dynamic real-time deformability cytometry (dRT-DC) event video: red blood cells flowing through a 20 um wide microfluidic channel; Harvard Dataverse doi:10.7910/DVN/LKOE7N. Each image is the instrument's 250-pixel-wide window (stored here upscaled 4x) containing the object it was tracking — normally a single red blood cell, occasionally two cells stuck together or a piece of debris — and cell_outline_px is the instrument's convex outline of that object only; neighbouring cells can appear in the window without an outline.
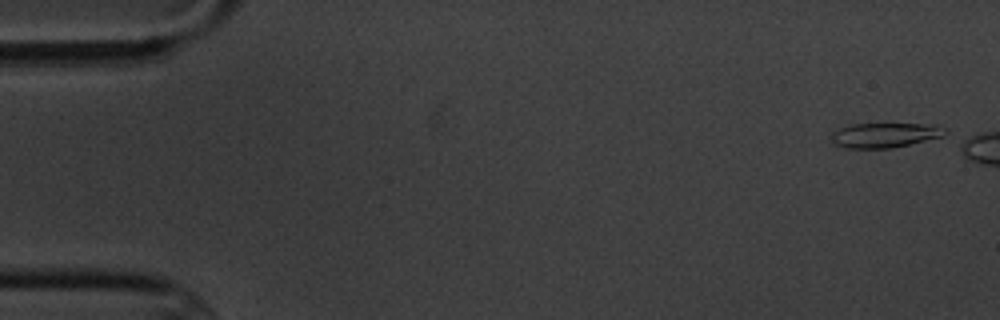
{"species": "common noctule bat (a hibernating species)", "species_latin": "Nyctalus noctula", "temperature_condition": "cold", "stored_images_in_passage": 4, "camera_frame_rate_fps": 3000, "um_per_image_px": 0.085, "animal": {"sex": "male", "body_mass_g": 20.1, "forearm_length_mm": 53.5}, "frame": {"image": 1, "passage_image": 1, "time_ms": 0.0, "image_size_px": [1000, 320], "cell_outline_px": [[948, 132], [944, 136], [892, 148], [844, 148], [832, 144], [832, 132], [840, 128], [852, 124], [936, 124], [948, 128]], "centroid_in_image_um": [75.25, 11.48], "position_along_channel_um": 9.8, "area_um2": 16.59}}